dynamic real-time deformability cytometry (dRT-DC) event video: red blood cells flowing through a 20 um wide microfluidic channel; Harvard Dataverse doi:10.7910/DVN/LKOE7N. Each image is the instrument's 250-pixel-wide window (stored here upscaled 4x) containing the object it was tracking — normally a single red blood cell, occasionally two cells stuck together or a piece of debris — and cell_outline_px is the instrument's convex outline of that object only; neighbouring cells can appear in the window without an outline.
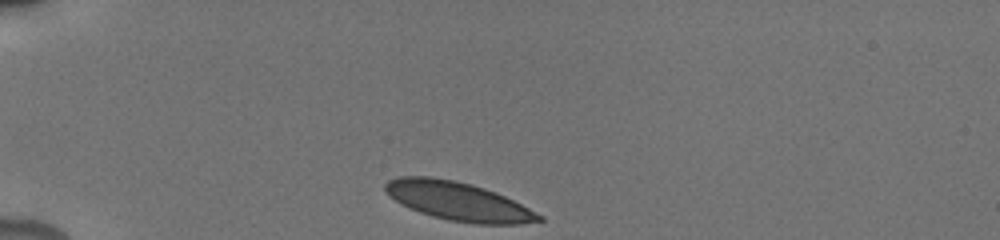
{"species": "human", "species_latin": "Homo sapiens", "temperature_condition": "cold", "stored_images_in_passage": 6, "camera_frame_rate_fps": 3000, "um_per_image_px": 0.085, "donor": {"sex": "male"}, "frame": {"image": 1, "passage_image": 1, "time_ms": 0.0, "image_size_px": [1000, 240], "cell_outline_px": [[544, 220], [520, 224], [472, 224], [448, 220], [432, 216], [420, 212], [396, 200], [384, 192], [384, 184], [388, 180], [400, 176], [428, 176], [452, 180], [472, 184], [496, 192], [544, 216]], "centroid_in_image_um": [38.94, 17.11], "position_along_channel_um": 46.1, "area_um2": 34.33}}
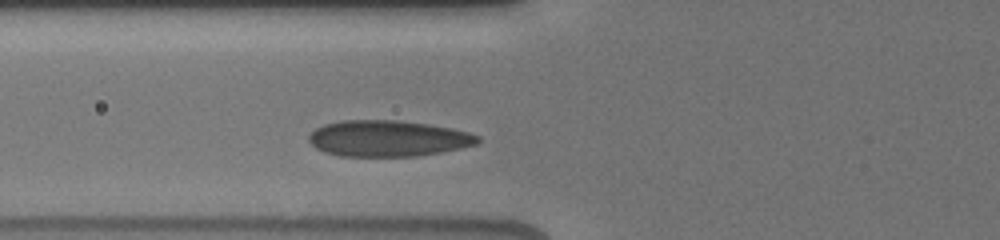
{"frame": {"image": 2, "passage_image": 5, "time_ms": 2.333, "image_size_px": [1000, 240], "cell_outline_px": [[480, 140], [476, 144], [460, 148], [440, 152], [416, 156], [340, 156], [324, 152], [316, 148], [308, 140], [308, 136], [316, 128], [324, 124], [344, 120], [396, 120], [428, 124], [452, 128], [468, 132], [480, 136]], "centroid_in_image_um": [32.97, 11.76], "position_along_channel_um": 92.8, "area_um2": 35.49}}